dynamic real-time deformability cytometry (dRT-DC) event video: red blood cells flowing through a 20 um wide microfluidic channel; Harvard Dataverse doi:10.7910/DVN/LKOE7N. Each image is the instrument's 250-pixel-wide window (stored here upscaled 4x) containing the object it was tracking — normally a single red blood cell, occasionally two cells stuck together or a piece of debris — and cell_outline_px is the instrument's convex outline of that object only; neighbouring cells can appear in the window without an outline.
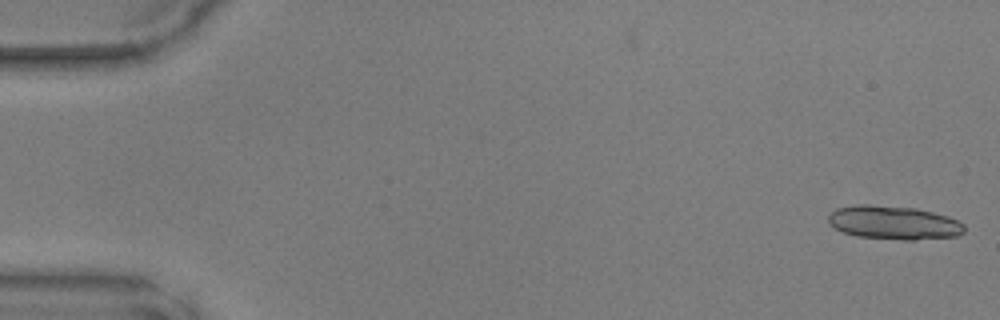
{"species": "common noctule bat (a hibernating species)", "species_latin": "Nyctalus noctula", "temperature_condition": "warm", "stored_images_in_passage": 12, "camera_frame_rate_fps": 3000, "um_per_image_px": 0.085, "animal": {"sex": "male", "body_mass_g": 17.9, "forearm_length_mm": 54.2}, "frame": {"image": 1, "passage_image": 1, "time_ms": 0.0, "image_size_px": [1000, 320], "cell_outline_px": [[964, 232], [956, 236], [916, 240], [904, 240], [856, 236], [844, 232], [828, 224], [828, 216], [836, 208], [856, 204], [868, 204], [916, 208], [948, 216], [964, 224]], "centroid_in_image_um": [75.95, 18.92], "position_along_channel_um": 9.0, "area_um2": 26.7}}